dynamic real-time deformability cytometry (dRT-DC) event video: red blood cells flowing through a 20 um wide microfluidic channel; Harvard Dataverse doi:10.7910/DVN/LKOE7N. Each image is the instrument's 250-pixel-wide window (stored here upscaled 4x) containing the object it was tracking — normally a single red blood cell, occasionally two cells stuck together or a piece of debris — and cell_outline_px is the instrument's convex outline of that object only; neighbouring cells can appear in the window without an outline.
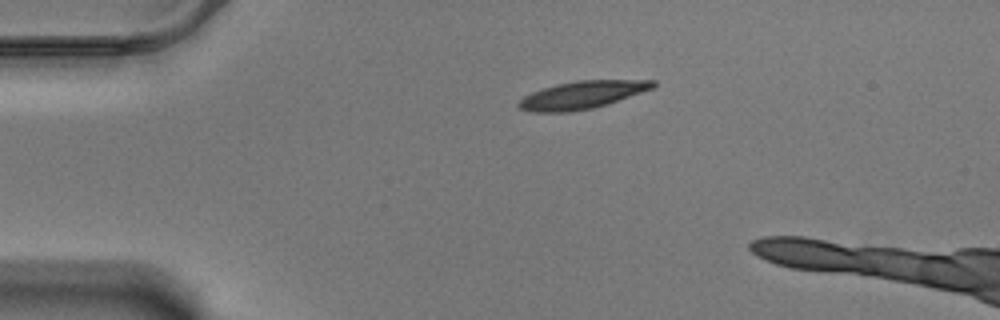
{"species": "Egyptian fruit bat (a non-hibernating species)", "species_latin": "Rousettus aegyptiacus", "temperature_condition": "warm", "stored_images_in_passage": 41, "camera_frame_rate_fps": 3000, "um_per_image_px": 0.085, "animal": {"sex": "male"}, "frame": {"image": 1, "passage_image": 1, "time_ms": 0.0, "image_size_px": [1000, 320], "cell_outline_px": [[656, 84], [652, 88], [608, 104], [592, 108], [568, 112], [532, 112], [520, 108], [516, 104], [524, 96], [532, 92], [556, 84], [576, 80], [656, 80]], "centroid_in_image_um": [49.46, 8.07], "position_along_channel_um": 35.5, "area_um2": 21.5}}
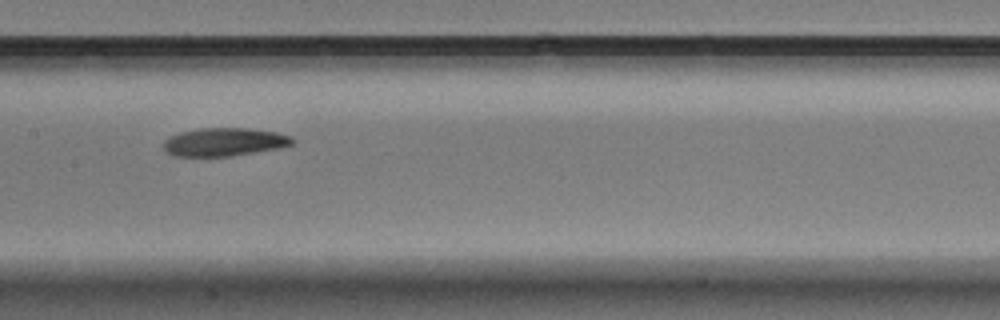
{"frame": {"image": 2, "passage_image": 18, "time_ms": 5.667, "image_size_px": [1000, 320], "cell_outline_px": [[296, 140], [292, 144], [280, 148], [232, 156], [172, 156], [164, 148], [164, 140], [168, 136], [180, 132], [200, 128], [248, 128], [276, 132], [292, 136]], "centroid_in_image_um": [19.08, 12.06], "position_along_channel_um": 188.3, "area_um2": 21.33}}
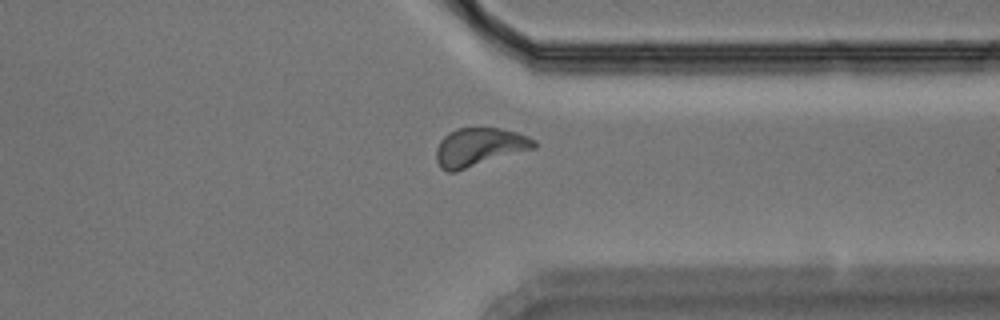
{"frame": {"image": 3, "passage_image": 34, "time_ms": 11.0, "image_size_px": [1000, 320], "cell_outline_px": [[536, 148], [456, 172], [448, 172], [440, 168], [436, 160], [436, 148], [440, 140], [448, 132], [456, 128], [500, 128], [516, 132], [528, 136], [536, 140]], "centroid_in_image_um": [40.73, 12.51], "position_along_channel_um": 370.7, "area_um2": 22.14}}